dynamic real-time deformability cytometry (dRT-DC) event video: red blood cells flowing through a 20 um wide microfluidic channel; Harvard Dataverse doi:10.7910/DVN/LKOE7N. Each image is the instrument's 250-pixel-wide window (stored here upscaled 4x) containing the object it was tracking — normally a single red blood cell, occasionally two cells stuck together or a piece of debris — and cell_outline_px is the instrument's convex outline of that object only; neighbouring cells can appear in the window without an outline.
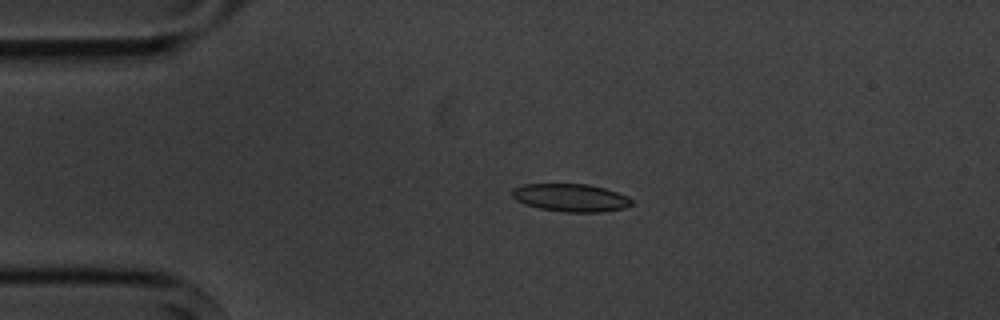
{"species": "common noctule bat (a hibernating species)", "species_latin": "Nyctalus noctula", "temperature_condition": "cold", "stored_images_in_passage": 5, "camera_frame_rate_fps": 3000, "um_per_image_px": 0.085, "animal": {"sex": "male", "body_mass_g": 20.1, "forearm_length_mm": 53.5}, "frame": {"image": 1, "passage_image": 4, "time_ms": 3.333, "image_size_px": [1000, 320], "cell_outline_px": [[632, 204], [624, 208], [600, 212], [564, 212], [540, 208], [524, 204], [516, 200], [512, 196], [512, 188], [524, 184], [588, 184], [604, 188], [628, 196], [632, 200]], "centroid_in_image_um": [48.5, 16.8], "position_along_channel_um": 36.5, "area_um2": 19.36}}